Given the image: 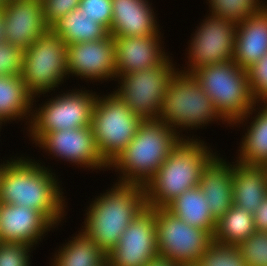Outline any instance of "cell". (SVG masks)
Returning <instances> with one entry per match:
<instances>
[{"mask_svg": "<svg viewBox=\"0 0 267 266\" xmlns=\"http://www.w3.org/2000/svg\"><path fill=\"white\" fill-rule=\"evenodd\" d=\"M5 20V42L26 50L48 29L41 0H7L1 8Z\"/></svg>", "mask_w": 267, "mask_h": 266, "instance_id": "cell-17", "label": "cell"}, {"mask_svg": "<svg viewBox=\"0 0 267 266\" xmlns=\"http://www.w3.org/2000/svg\"><path fill=\"white\" fill-rule=\"evenodd\" d=\"M207 13L239 23L267 5V0H206Z\"/></svg>", "mask_w": 267, "mask_h": 266, "instance_id": "cell-29", "label": "cell"}, {"mask_svg": "<svg viewBox=\"0 0 267 266\" xmlns=\"http://www.w3.org/2000/svg\"><path fill=\"white\" fill-rule=\"evenodd\" d=\"M79 88L64 89L59 94L57 91L53 92L54 97L52 95L47 101H42L39 107L36 99H33L31 121L26 131L29 141H33L32 144L49 132L91 125L98 92L83 86Z\"/></svg>", "mask_w": 267, "mask_h": 266, "instance_id": "cell-7", "label": "cell"}, {"mask_svg": "<svg viewBox=\"0 0 267 266\" xmlns=\"http://www.w3.org/2000/svg\"><path fill=\"white\" fill-rule=\"evenodd\" d=\"M234 127H243L245 131L236 152V161L245 165L266 166L267 103H256L244 117L231 126L233 129Z\"/></svg>", "mask_w": 267, "mask_h": 266, "instance_id": "cell-21", "label": "cell"}, {"mask_svg": "<svg viewBox=\"0 0 267 266\" xmlns=\"http://www.w3.org/2000/svg\"><path fill=\"white\" fill-rule=\"evenodd\" d=\"M2 126H4L5 127V125L0 121V132L2 131L1 129H2ZM1 134V133H0Z\"/></svg>", "mask_w": 267, "mask_h": 266, "instance_id": "cell-42", "label": "cell"}, {"mask_svg": "<svg viewBox=\"0 0 267 266\" xmlns=\"http://www.w3.org/2000/svg\"><path fill=\"white\" fill-rule=\"evenodd\" d=\"M158 255L155 208L150 207L138 214L106 254L109 266H145Z\"/></svg>", "mask_w": 267, "mask_h": 266, "instance_id": "cell-14", "label": "cell"}, {"mask_svg": "<svg viewBox=\"0 0 267 266\" xmlns=\"http://www.w3.org/2000/svg\"><path fill=\"white\" fill-rule=\"evenodd\" d=\"M158 254L175 264L196 263L213 236L206 230L192 227L166 208H155Z\"/></svg>", "mask_w": 267, "mask_h": 266, "instance_id": "cell-12", "label": "cell"}, {"mask_svg": "<svg viewBox=\"0 0 267 266\" xmlns=\"http://www.w3.org/2000/svg\"><path fill=\"white\" fill-rule=\"evenodd\" d=\"M233 205L254 214L267 194V167L245 165L233 159Z\"/></svg>", "mask_w": 267, "mask_h": 266, "instance_id": "cell-23", "label": "cell"}, {"mask_svg": "<svg viewBox=\"0 0 267 266\" xmlns=\"http://www.w3.org/2000/svg\"><path fill=\"white\" fill-rule=\"evenodd\" d=\"M191 75L230 127L257 103L252 96L247 70L242 69L234 60L202 66Z\"/></svg>", "mask_w": 267, "mask_h": 266, "instance_id": "cell-6", "label": "cell"}, {"mask_svg": "<svg viewBox=\"0 0 267 266\" xmlns=\"http://www.w3.org/2000/svg\"><path fill=\"white\" fill-rule=\"evenodd\" d=\"M7 158L0 170V203L35 209L58 229L64 223L69 208L58 177L61 175L53 172L55 170L51 166L46 167L44 161L28 155Z\"/></svg>", "mask_w": 267, "mask_h": 266, "instance_id": "cell-1", "label": "cell"}, {"mask_svg": "<svg viewBox=\"0 0 267 266\" xmlns=\"http://www.w3.org/2000/svg\"><path fill=\"white\" fill-rule=\"evenodd\" d=\"M181 139L164 121L143 120L134 138L109 164L118 176L115 182L145 187Z\"/></svg>", "mask_w": 267, "mask_h": 266, "instance_id": "cell-4", "label": "cell"}, {"mask_svg": "<svg viewBox=\"0 0 267 266\" xmlns=\"http://www.w3.org/2000/svg\"><path fill=\"white\" fill-rule=\"evenodd\" d=\"M43 4V17L50 28L57 20L77 9L80 0H41Z\"/></svg>", "mask_w": 267, "mask_h": 266, "instance_id": "cell-36", "label": "cell"}, {"mask_svg": "<svg viewBox=\"0 0 267 266\" xmlns=\"http://www.w3.org/2000/svg\"><path fill=\"white\" fill-rule=\"evenodd\" d=\"M195 26L185 49V64L178 68L182 73L191 74L194 70L210 64H220L234 60L233 52L237 23L206 14ZM187 55V56H186ZM188 60V61H187ZM187 65V66H185Z\"/></svg>", "mask_w": 267, "mask_h": 266, "instance_id": "cell-11", "label": "cell"}, {"mask_svg": "<svg viewBox=\"0 0 267 266\" xmlns=\"http://www.w3.org/2000/svg\"><path fill=\"white\" fill-rule=\"evenodd\" d=\"M50 29L59 35L66 45L105 39L110 35L104 25L82 14L79 8L57 20Z\"/></svg>", "mask_w": 267, "mask_h": 266, "instance_id": "cell-27", "label": "cell"}, {"mask_svg": "<svg viewBox=\"0 0 267 266\" xmlns=\"http://www.w3.org/2000/svg\"><path fill=\"white\" fill-rule=\"evenodd\" d=\"M110 185L86 206L80 227L105 254L117 245L126 228L147 207L144 186L117 182Z\"/></svg>", "mask_w": 267, "mask_h": 266, "instance_id": "cell-2", "label": "cell"}, {"mask_svg": "<svg viewBox=\"0 0 267 266\" xmlns=\"http://www.w3.org/2000/svg\"><path fill=\"white\" fill-rule=\"evenodd\" d=\"M217 152L204 139H181L145 185L146 206L166 208L183 192L198 187L202 170Z\"/></svg>", "mask_w": 267, "mask_h": 266, "instance_id": "cell-3", "label": "cell"}, {"mask_svg": "<svg viewBox=\"0 0 267 266\" xmlns=\"http://www.w3.org/2000/svg\"><path fill=\"white\" fill-rule=\"evenodd\" d=\"M252 96L257 103H267V53L247 69Z\"/></svg>", "mask_w": 267, "mask_h": 266, "instance_id": "cell-33", "label": "cell"}, {"mask_svg": "<svg viewBox=\"0 0 267 266\" xmlns=\"http://www.w3.org/2000/svg\"><path fill=\"white\" fill-rule=\"evenodd\" d=\"M0 160H1V161H0V162H1V163H0V170H1V167H2L3 162H2V159H0Z\"/></svg>", "mask_w": 267, "mask_h": 266, "instance_id": "cell-44", "label": "cell"}, {"mask_svg": "<svg viewBox=\"0 0 267 266\" xmlns=\"http://www.w3.org/2000/svg\"><path fill=\"white\" fill-rule=\"evenodd\" d=\"M267 53V5L237 23L234 62L247 70Z\"/></svg>", "mask_w": 267, "mask_h": 266, "instance_id": "cell-22", "label": "cell"}, {"mask_svg": "<svg viewBox=\"0 0 267 266\" xmlns=\"http://www.w3.org/2000/svg\"><path fill=\"white\" fill-rule=\"evenodd\" d=\"M198 266H246L237 246L212 241L197 260Z\"/></svg>", "mask_w": 267, "mask_h": 266, "instance_id": "cell-30", "label": "cell"}, {"mask_svg": "<svg viewBox=\"0 0 267 266\" xmlns=\"http://www.w3.org/2000/svg\"><path fill=\"white\" fill-rule=\"evenodd\" d=\"M34 250L24 243L0 242V266H32Z\"/></svg>", "mask_w": 267, "mask_h": 266, "instance_id": "cell-32", "label": "cell"}, {"mask_svg": "<svg viewBox=\"0 0 267 266\" xmlns=\"http://www.w3.org/2000/svg\"><path fill=\"white\" fill-rule=\"evenodd\" d=\"M66 56V43L50 28L23 51L21 79L33 99L49 97L69 80Z\"/></svg>", "mask_w": 267, "mask_h": 266, "instance_id": "cell-8", "label": "cell"}, {"mask_svg": "<svg viewBox=\"0 0 267 266\" xmlns=\"http://www.w3.org/2000/svg\"><path fill=\"white\" fill-rule=\"evenodd\" d=\"M174 62L169 55L154 68L116 76L118 83L115 84L113 92L143 120L158 119L165 91L180 66Z\"/></svg>", "mask_w": 267, "mask_h": 266, "instance_id": "cell-10", "label": "cell"}, {"mask_svg": "<svg viewBox=\"0 0 267 266\" xmlns=\"http://www.w3.org/2000/svg\"><path fill=\"white\" fill-rule=\"evenodd\" d=\"M55 229L56 226L35 209L0 203L1 242L24 243L36 248L48 232Z\"/></svg>", "mask_w": 267, "mask_h": 266, "instance_id": "cell-16", "label": "cell"}, {"mask_svg": "<svg viewBox=\"0 0 267 266\" xmlns=\"http://www.w3.org/2000/svg\"><path fill=\"white\" fill-rule=\"evenodd\" d=\"M253 215L256 231L267 232V194Z\"/></svg>", "mask_w": 267, "mask_h": 266, "instance_id": "cell-37", "label": "cell"}, {"mask_svg": "<svg viewBox=\"0 0 267 266\" xmlns=\"http://www.w3.org/2000/svg\"><path fill=\"white\" fill-rule=\"evenodd\" d=\"M176 266H198L196 263L177 264Z\"/></svg>", "mask_w": 267, "mask_h": 266, "instance_id": "cell-40", "label": "cell"}, {"mask_svg": "<svg viewBox=\"0 0 267 266\" xmlns=\"http://www.w3.org/2000/svg\"><path fill=\"white\" fill-rule=\"evenodd\" d=\"M233 160L217 153L204 167L199 188L207 199L210 214L217 221L233 205Z\"/></svg>", "mask_w": 267, "mask_h": 266, "instance_id": "cell-20", "label": "cell"}, {"mask_svg": "<svg viewBox=\"0 0 267 266\" xmlns=\"http://www.w3.org/2000/svg\"><path fill=\"white\" fill-rule=\"evenodd\" d=\"M110 34L120 36H150L162 33L158 14L150 0H112ZM158 20V21H157ZM161 27V28H160Z\"/></svg>", "mask_w": 267, "mask_h": 266, "instance_id": "cell-19", "label": "cell"}, {"mask_svg": "<svg viewBox=\"0 0 267 266\" xmlns=\"http://www.w3.org/2000/svg\"><path fill=\"white\" fill-rule=\"evenodd\" d=\"M110 92L98 93L91 119L97 149L108 165L126 148L143 122L116 93Z\"/></svg>", "mask_w": 267, "mask_h": 266, "instance_id": "cell-9", "label": "cell"}, {"mask_svg": "<svg viewBox=\"0 0 267 266\" xmlns=\"http://www.w3.org/2000/svg\"><path fill=\"white\" fill-rule=\"evenodd\" d=\"M66 61L69 78L83 79L87 84L116 81L115 41L111 34L105 39L67 45Z\"/></svg>", "mask_w": 267, "mask_h": 266, "instance_id": "cell-15", "label": "cell"}, {"mask_svg": "<svg viewBox=\"0 0 267 266\" xmlns=\"http://www.w3.org/2000/svg\"><path fill=\"white\" fill-rule=\"evenodd\" d=\"M32 107L33 97L27 92L21 76H0V121L4 125L24 121L26 131L31 121Z\"/></svg>", "mask_w": 267, "mask_h": 266, "instance_id": "cell-24", "label": "cell"}, {"mask_svg": "<svg viewBox=\"0 0 267 266\" xmlns=\"http://www.w3.org/2000/svg\"><path fill=\"white\" fill-rule=\"evenodd\" d=\"M7 0H0V9L4 6Z\"/></svg>", "mask_w": 267, "mask_h": 266, "instance_id": "cell-41", "label": "cell"}, {"mask_svg": "<svg viewBox=\"0 0 267 266\" xmlns=\"http://www.w3.org/2000/svg\"><path fill=\"white\" fill-rule=\"evenodd\" d=\"M35 147L43 150L56 161L69 162L70 165L85 171H108L109 165L101 157L93 136L91 125L74 129H63L44 134Z\"/></svg>", "mask_w": 267, "mask_h": 266, "instance_id": "cell-13", "label": "cell"}, {"mask_svg": "<svg viewBox=\"0 0 267 266\" xmlns=\"http://www.w3.org/2000/svg\"><path fill=\"white\" fill-rule=\"evenodd\" d=\"M5 20L2 9H0V43L5 42Z\"/></svg>", "mask_w": 267, "mask_h": 266, "instance_id": "cell-39", "label": "cell"}, {"mask_svg": "<svg viewBox=\"0 0 267 266\" xmlns=\"http://www.w3.org/2000/svg\"><path fill=\"white\" fill-rule=\"evenodd\" d=\"M166 209L192 227L215 233L216 220L210 214L207 199L199 186L183 192Z\"/></svg>", "mask_w": 267, "mask_h": 266, "instance_id": "cell-26", "label": "cell"}, {"mask_svg": "<svg viewBox=\"0 0 267 266\" xmlns=\"http://www.w3.org/2000/svg\"><path fill=\"white\" fill-rule=\"evenodd\" d=\"M23 51L8 42L0 43V76H21Z\"/></svg>", "mask_w": 267, "mask_h": 266, "instance_id": "cell-34", "label": "cell"}, {"mask_svg": "<svg viewBox=\"0 0 267 266\" xmlns=\"http://www.w3.org/2000/svg\"><path fill=\"white\" fill-rule=\"evenodd\" d=\"M112 0H80L79 10L93 21L104 25L110 33Z\"/></svg>", "mask_w": 267, "mask_h": 266, "instance_id": "cell-35", "label": "cell"}, {"mask_svg": "<svg viewBox=\"0 0 267 266\" xmlns=\"http://www.w3.org/2000/svg\"><path fill=\"white\" fill-rule=\"evenodd\" d=\"M158 119L169 125L182 139H200V136L190 131L206 129L209 124L211 126L221 122L227 128L230 127L217 113L210 97L196 79L180 71L169 82ZM185 131L187 135L190 132V135L187 136Z\"/></svg>", "mask_w": 267, "mask_h": 266, "instance_id": "cell-5", "label": "cell"}, {"mask_svg": "<svg viewBox=\"0 0 267 266\" xmlns=\"http://www.w3.org/2000/svg\"><path fill=\"white\" fill-rule=\"evenodd\" d=\"M256 231L254 215L240 206L231 208L216 221L213 241L238 246Z\"/></svg>", "mask_w": 267, "mask_h": 266, "instance_id": "cell-28", "label": "cell"}, {"mask_svg": "<svg viewBox=\"0 0 267 266\" xmlns=\"http://www.w3.org/2000/svg\"><path fill=\"white\" fill-rule=\"evenodd\" d=\"M237 247L246 266H267V232L255 231Z\"/></svg>", "mask_w": 267, "mask_h": 266, "instance_id": "cell-31", "label": "cell"}, {"mask_svg": "<svg viewBox=\"0 0 267 266\" xmlns=\"http://www.w3.org/2000/svg\"><path fill=\"white\" fill-rule=\"evenodd\" d=\"M173 260L158 255L151 259L145 266H176Z\"/></svg>", "mask_w": 267, "mask_h": 266, "instance_id": "cell-38", "label": "cell"}, {"mask_svg": "<svg viewBox=\"0 0 267 266\" xmlns=\"http://www.w3.org/2000/svg\"><path fill=\"white\" fill-rule=\"evenodd\" d=\"M74 234L67 242L65 240L58 249L55 248L49 265L101 266L107 261L106 254L80 228L78 233Z\"/></svg>", "mask_w": 267, "mask_h": 266, "instance_id": "cell-25", "label": "cell"}, {"mask_svg": "<svg viewBox=\"0 0 267 266\" xmlns=\"http://www.w3.org/2000/svg\"><path fill=\"white\" fill-rule=\"evenodd\" d=\"M163 36V33H156L150 36L113 37L116 76L160 65L170 55V51L166 52L164 48Z\"/></svg>", "mask_w": 267, "mask_h": 266, "instance_id": "cell-18", "label": "cell"}, {"mask_svg": "<svg viewBox=\"0 0 267 266\" xmlns=\"http://www.w3.org/2000/svg\"><path fill=\"white\" fill-rule=\"evenodd\" d=\"M101 266H109L108 262L106 261L103 265Z\"/></svg>", "mask_w": 267, "mask_h": 266, "instance_id": "cell-43", "label": "cell"}]
</instances>
